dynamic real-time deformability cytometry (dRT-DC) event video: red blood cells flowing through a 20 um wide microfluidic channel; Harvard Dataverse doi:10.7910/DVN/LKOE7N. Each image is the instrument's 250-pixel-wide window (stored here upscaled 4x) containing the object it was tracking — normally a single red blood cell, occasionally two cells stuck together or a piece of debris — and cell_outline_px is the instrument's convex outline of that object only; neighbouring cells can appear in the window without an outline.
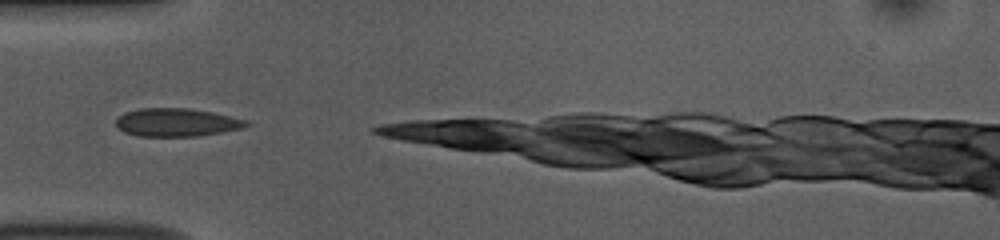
{"species": "common noctule bat (a hibernating species)", "species_latin": "Nyctalus noctula", "temperature_condition": "room temperature", "stored_images_in_passage": 7, "camera_frame_rate_fps": 3000, "um_per_image_px": 0.085, "animal": {"sex": "female", "body_mass_g": 10.0, "forearm_length_mm": 53.1}, "frame": {"image": 1, "passage_image": 1, "time_ms": 0.0, "image_size_px": [1000, 240], "cell_outline_px": [[252, 124], [244, 128], [196, 136], [136, 136], [124, 132], [116, 128], [116, 120], [124, 112], [140, 108], [188, 108], [212, 112], [248, 120]], "centroid_in_image_um": [15.01, 10.4], "position_along_channel_um": 70.0, "area_um2": 21.5}}
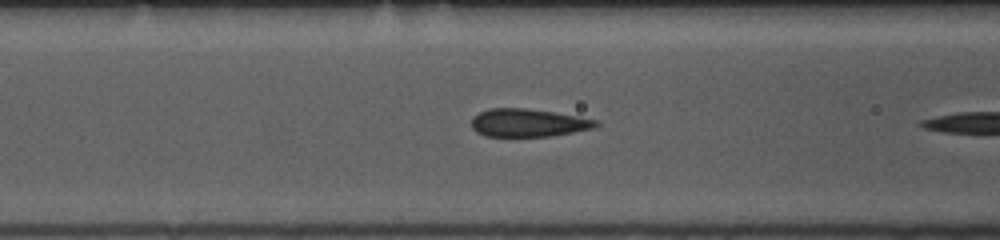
{"frame": {"image": 2, "passage_image": 5, "time_ms": 1.333, "image_size_px": [1000, 240], "cell_outline_px": [[600, 124], [592, 128], [552, 136], [484, 136], [476, 132], [472, 128], [472, 116], [488, 108], [524, 108], [552, 112], [596, 120]], "centroid_in_image_um": [44.83, 10.44], "position_along_channel_um": 121.8, "area_um2": 20.06}}